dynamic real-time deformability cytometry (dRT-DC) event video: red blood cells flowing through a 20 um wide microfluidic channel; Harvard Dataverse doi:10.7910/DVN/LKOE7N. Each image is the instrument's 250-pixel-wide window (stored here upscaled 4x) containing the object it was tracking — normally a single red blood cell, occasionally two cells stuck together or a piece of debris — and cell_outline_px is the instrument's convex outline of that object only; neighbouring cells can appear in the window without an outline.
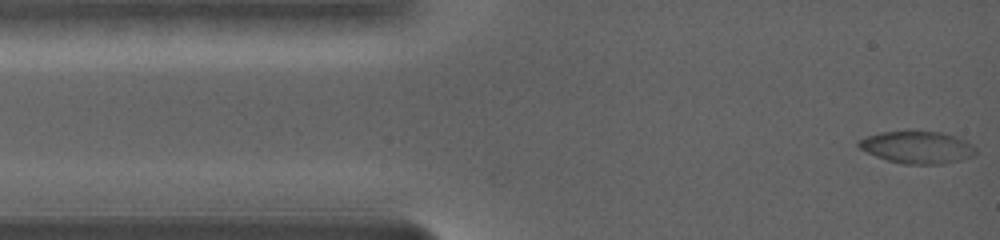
{"species": "common noctule bat (a hibernating species)", "species_latin": "Nyctalus noctula", "temperature_condition": "warm", "stored_images_in_passage": 25, "camera_frame_rate_fps": 5000, "um_per_image_px": 0.085, "animal": {"sex": "female", "body_mass_g": 19.0, "forearm_length_mm": 56.7}, "frame": {"image": 1, "passage_image": 1, "time_ms": 0.0, "image_size_px": [1000, 240], "cell_outline_px": [[976, 152], [928, 164], [920, 164], [892, 160], [868, 152], [860, 148], [856, 144], [860, 140], [868, 136], [880, 132], [904, 128], [916, 128], [944, 132], [960, 136], [968, 140], [976, 148]], "centroid_in_image_um": [77.91, 12.37], "position_along_channel_um": 7.1, "area_um2": 21.56}}
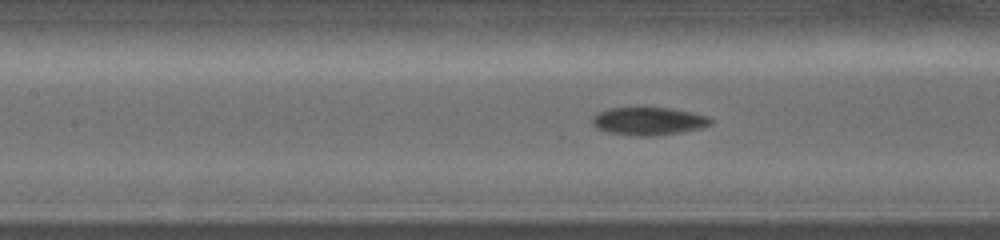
{"frame": {"image": 2, "passage_image": 15, "time_ms": 6.8, "image_size_px": [1000, 240], "cell_outline_px": [[708, 124], [676, 132], [616, 132], [600, 128], [596, 124], [596, 116], [604, 112], [616, 108], [664, 108], [704, 116], [708, 120]], "centroid_in_image_um": [55.12, 10.23], "position_along_channel_um": 152.3, "area_um2": 16.13}}
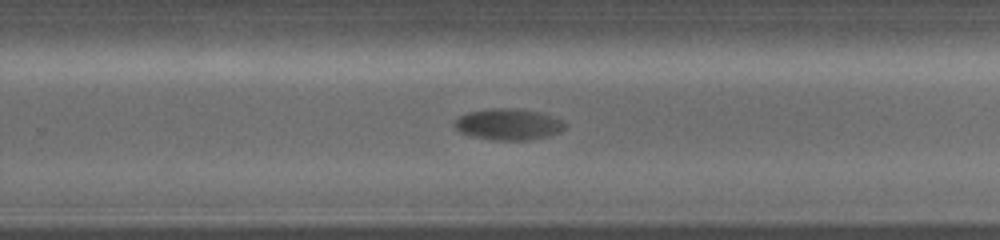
{"frame": {"image": 3, "passage_image": 25, "time_ms": 11.0, "image_size_px": [1000, 240], "cell_outline_px": [[564, 128], [560, 132], [544, 136], [524, 140], [496, 140], [476, 136], [460, 132], [456, 128], [456, 120], [460, 116], [472, 112], [528, 112], [548, 116], [560, 120], [564, 124]], "centroid_in_image_um": [43.21, 10.65], "position_along_channel_um": 286.6, "area_um2": 17.86}}